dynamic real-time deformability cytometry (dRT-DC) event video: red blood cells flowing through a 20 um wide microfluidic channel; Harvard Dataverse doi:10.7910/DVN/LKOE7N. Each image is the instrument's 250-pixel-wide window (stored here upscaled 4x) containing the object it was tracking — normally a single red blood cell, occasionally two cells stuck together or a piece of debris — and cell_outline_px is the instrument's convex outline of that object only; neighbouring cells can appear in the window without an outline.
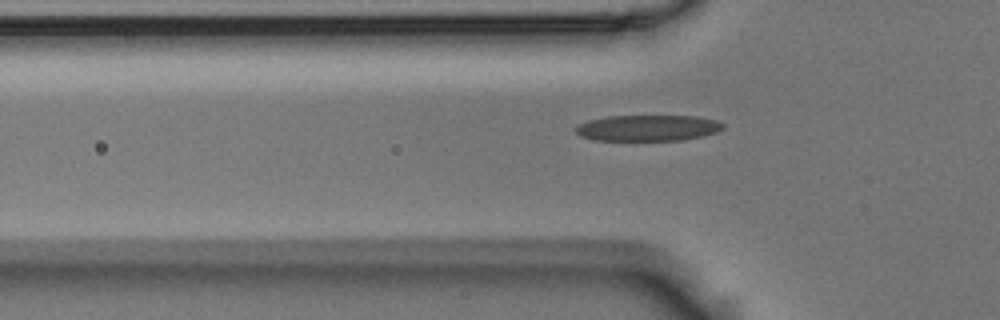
{"species": "Egyptian fruit bat (a non-hibernating species)", "species_latin": "Rousettus aegyptiacus", "temperature_condition": "room temperature", "stored_images_in_passage": 40, "camera_frame_rate_fps": 3000, "um_per_image_px": 0.085, "animal": {"sex": "male"}, "frame": {"image": 1, "passage_image": 8, "time_ms": 2.333, "image_size_px": [1000, 320], "cell_outline_px": [[724, 128], [716, 132], [700, 136], [680, 140], [596, 140], [580, 136], [572, 128], [576, 124], [588, 120], [608, 116], [696, 116], [716, 120], [724, 124]], "centroid_in_image_um": [55.0, 10.87], "position_along_channel_um": 70.8, "area_um2": 22.37}}
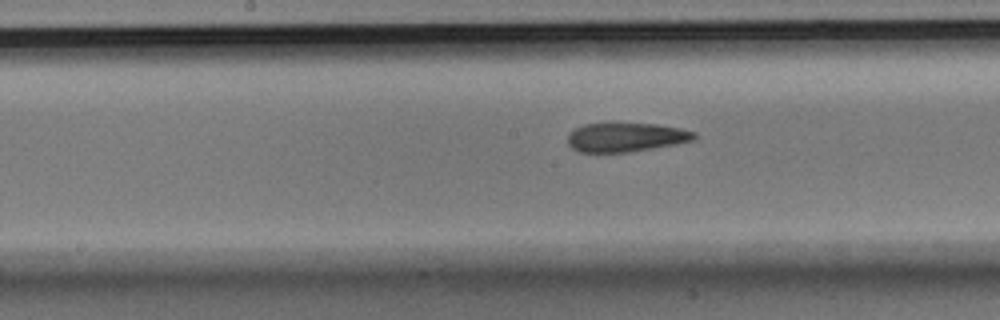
{"frame": {"image": 2, "passage_image": 18, "time_ms": 5.667, "image_size_px": [1000, 320], "cell_outline_px": [[696, 140], [676, 144], [628, 152], [580, 152], [572, 148], [568, 144], [568, 136], [576, 128], [584, 124], [656, 124], [680, 128], [696, 132]], "centroid_in_image_um": [53.24, 11.67], "position_along_channel_um": 195.0, "area_um2": 21.15}}
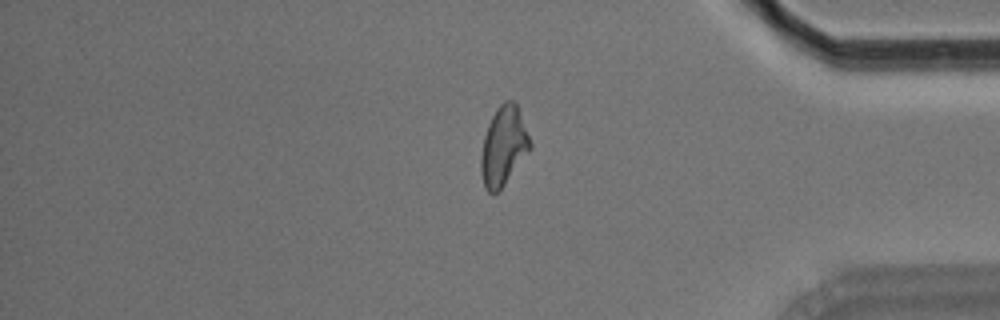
{"frame": {"image": 3, "passage_image": 36, "time_ms": 11.667, "image_size_px": [1000, 320], "cell_outline_px": [[532, 148], [504, 184], [492, 196], [484, 188], [480, 172], [480, 156], [484, 136], [488, 124], [496, 108], [504, 100], [512, 100], [516, 104], [532, 144]], "centroid_in_image_um": [42.77, 12.44], "position_along_channel_um": 392.4, "area_um2": 22.6}}